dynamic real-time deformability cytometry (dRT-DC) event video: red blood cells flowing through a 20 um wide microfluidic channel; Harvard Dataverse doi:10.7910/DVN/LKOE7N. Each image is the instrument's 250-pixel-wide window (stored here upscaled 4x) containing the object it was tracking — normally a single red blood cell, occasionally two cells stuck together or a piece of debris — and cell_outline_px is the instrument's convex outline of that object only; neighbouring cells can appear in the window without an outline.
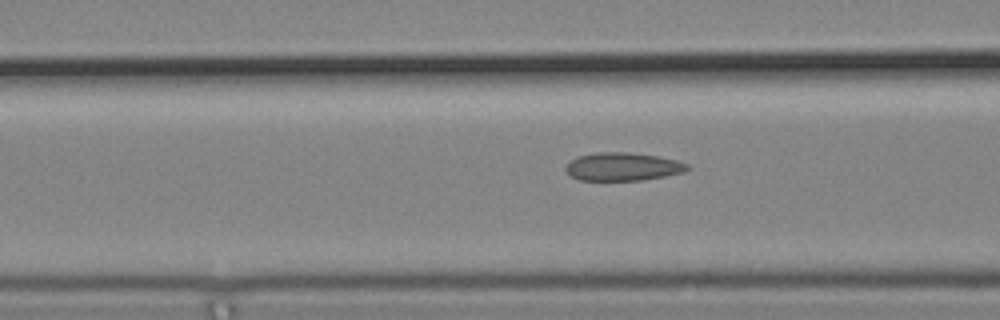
{"species": "common noctule bat (a hibernating species)", "species_latin": "Nyctalus noctula", "temperature_condition": "cold", "stored_images_in_passage": 31, "camera_frame_rate_fps": 3000, "um_per_image_px": 0.085, "animal": {"sex": "male", "body_mass_g": 19.2, "forearm_length_mm": 51.8}, "frame": {"image": 1, "passage_image": 9, "time_ms": 2.667, "image_size_px": [1000, 320], "cell_outline_px": [[692, 168], [684, 172], [644, 180], [576, 180], [568, 176], [564, 168], [576, 156], [596, 152], [628, 152], [656, 156], [676, 160], [688, 164]], "centroid_in_image_um": [52.9, 14.17], "position_along_channel_um": 113.7, "area_um2": 20.11}}
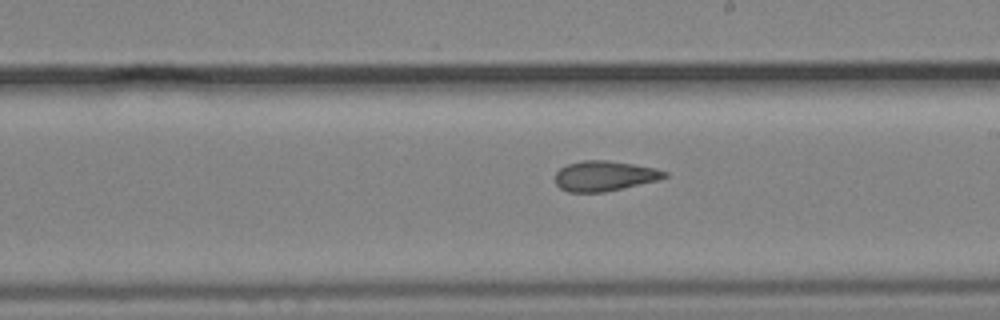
{"frame": {"image": 2, "passage_image": 19, "time_ms": 6.0, "image_size_px": [1000, 320], "cell_outline_px": [[668, 176], [660, 180], [604, 192], [568, 192], [560, 188], [556, 184], [556, 172], [560, 168], [568, 164], [584, 160], [608, 160], [656, 168], [668, 172]], "centroid_in_image_um": [51.4, 14.95], "position_along_channel_um": 237.6, "area_um2": 19.25}}
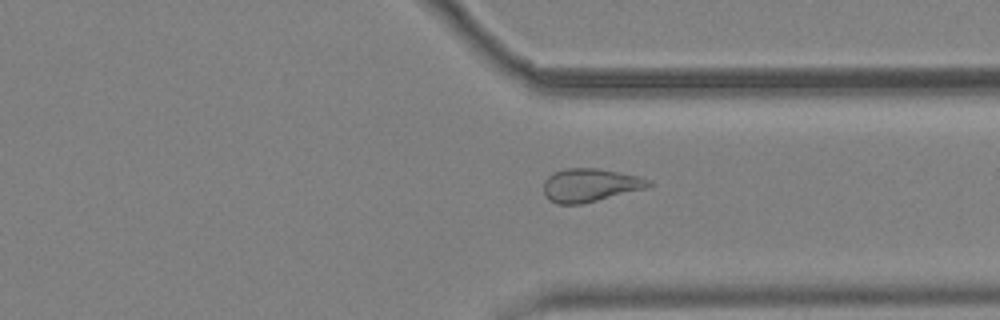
{"frame": {"image": 3, "passage_image": 29, "time_ms": 9.333, "image_size_px": [1000, 320], "cell_outline_px": [[652, 184], [648, 188], [580, 204], [556, 204], [548, 200], [544, 196], [544, 180], [552, 172], [564, 168], [596, 168], [640, 176], [652, 180]], "centroid_in_image_um": [50.14, 15.73], "position_along_channel_um": 361.3, "area_um2": 20.58}}